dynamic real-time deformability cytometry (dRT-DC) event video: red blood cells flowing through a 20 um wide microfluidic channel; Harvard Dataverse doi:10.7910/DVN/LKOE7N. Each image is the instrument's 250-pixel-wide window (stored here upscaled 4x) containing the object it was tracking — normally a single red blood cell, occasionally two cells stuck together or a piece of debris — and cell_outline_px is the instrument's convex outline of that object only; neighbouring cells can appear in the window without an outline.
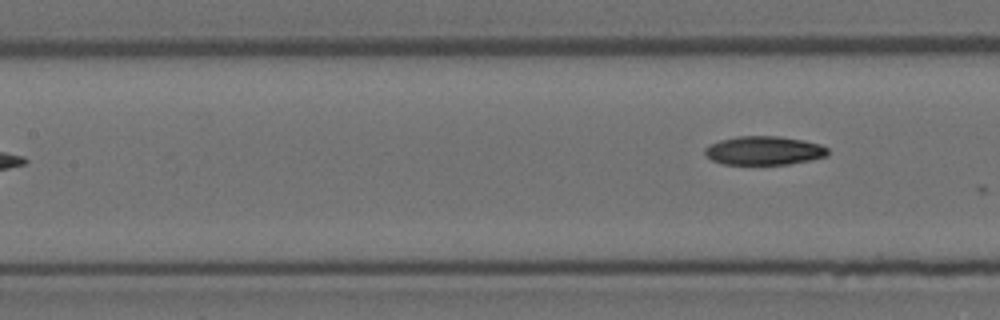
{"species": "Egyptian fruit bat (a non-hibernating species)", "species_latin": "Rousettus aegyptiacus", "temperature_condition": "room temperature", "stored_images_in_passage": 7, "segment_of_instrument_passage": [2, 2], "camera_frame_rate_fps": 3000, "um_per_image_px": 0.085, "animal": {"sex": "female"}, "frame": {"image": 1, "passage_image": 7, "time_ms": 7.0, "image_size_px": [1000, 320], "cell_outline_px": [[828, 156], [788, 164], [724, 164], [712, 160], [704, 152], [704, 148], [708, 144], [720, 140], [736, 136], [780, 136], [804, 140], [820, 144], [828, 148]], "centroid_in_image_um": [64.93, 12.79], "position_along_channel_um": 142.5, "area_um2": 20.63}}